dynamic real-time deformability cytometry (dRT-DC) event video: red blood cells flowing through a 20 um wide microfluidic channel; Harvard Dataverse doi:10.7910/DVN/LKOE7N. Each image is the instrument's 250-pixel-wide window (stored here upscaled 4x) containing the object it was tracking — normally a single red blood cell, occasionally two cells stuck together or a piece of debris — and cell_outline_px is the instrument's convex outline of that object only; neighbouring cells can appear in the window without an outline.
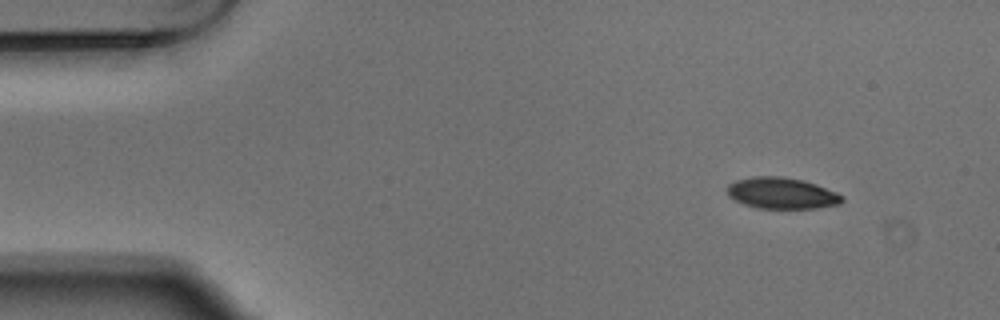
{"species": "Egyptian fruit bat (a non-hibernating species)", "species_latin": "Rousettus aegyptiacus", "temperature_condition": "warm", "stored_images_in_passage": 9, "camera_frame_rate_fps": 3000, "um_per_image_px": 0.085, "animal": {"sex": "male"}, "frame": {"image": 1, "passage_image": 1, "time_ms": 0.0, "image_size_px": [1000, 320], "cell_outline_px": [[844, 200], [840, 204], [816, 208], [756, 208], [744, 204], [728, 196], [728, 184], [736, 180], [752, 176], [780, 176], [804, 180], [816, 184], [836, 192], [844, 196]], "centroid_in_image_um": [66.46, 16.41], "position_along_channel_um": 18.5, "area_um2": 20.98}}
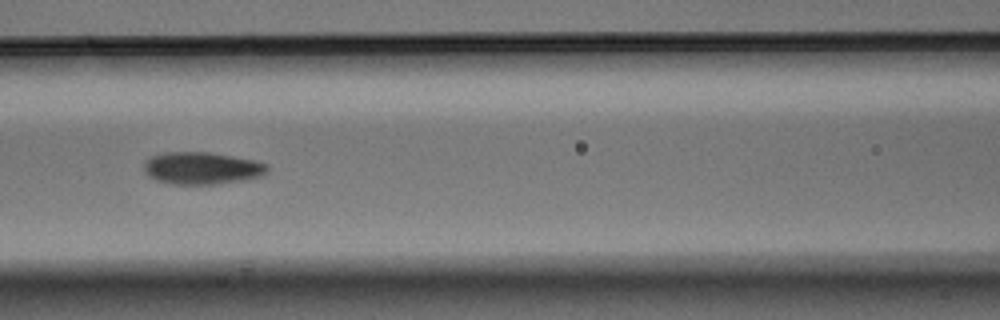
{"frame": {"image": 2, "passage_image": 6, "time_ms": 1.667, "image_size_px": [1000, 320], "cell_outline_px": [[268, 172], [264, 176], [244, 180], [220, 184], [168, 184], [156, 180], [148, 176], [144, 172], [144, 160], [152, 156], [164, 152], [208, 152], [256, 160], [268, 164]], "centroid_in_image_um": [17.17, 14.3], "position_along_channel_um": 149.4, "area_um2": 23.58}}
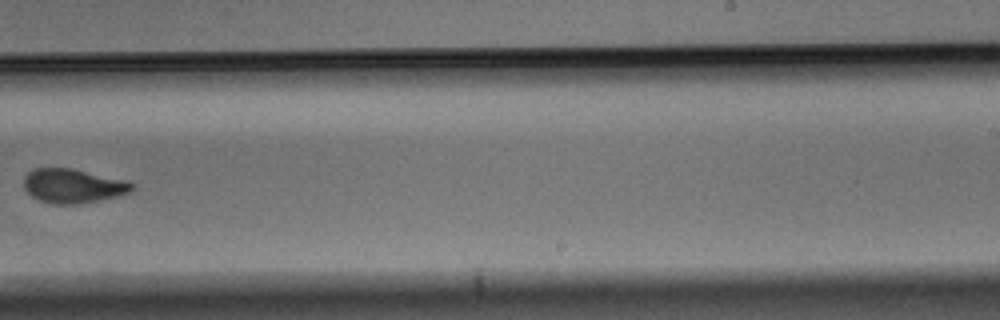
{"frame": {"image": 3, "passage_image": 9, "time_ms": 2.667, "image_size_px": [1000, 320], "cell_outline_px": [[136, 188], [132, 192], [120, 196], [80, 204], [52, 204], [40, 200], [32, 196], [24, 188], [24, 176], [32, 168], [72, 168], [124, 180], [132, 184]], "centroid_in_image_um": [6.21, 15.81], "position_along_channel_um": 282.8, "area_um2": 21.68}}